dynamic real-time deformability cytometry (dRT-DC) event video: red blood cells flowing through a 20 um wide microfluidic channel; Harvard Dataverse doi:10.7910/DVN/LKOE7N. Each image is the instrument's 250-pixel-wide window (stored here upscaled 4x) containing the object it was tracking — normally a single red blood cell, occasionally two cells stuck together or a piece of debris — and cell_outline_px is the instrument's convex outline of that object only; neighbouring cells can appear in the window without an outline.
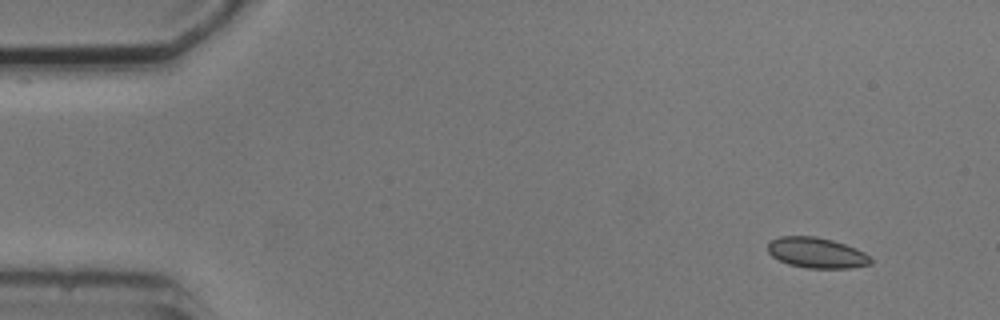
{"species": "common noctule bat (a hibernating species)", "species_latin": "Nyctalus noctula", "temperature_condition": "cold", "stored_images_in_passage": 6, "camera_frame_rate_fps": 3000, "um_per_image_px": 0.085, "animal": {"sex": "male", "body_mass_g": 20.5, "forearm_length_mm": 52.5}, "frame": {"image": 1, "passage_image": 1, "time_ms": 0.0, "image_size_px": [1000, 320], "cell_outline_px": [[872, 264], [852, 268], [808, 268], [788, 264], [772, 256], [768, 252], [768, 244], [772, 240], [780, 236], [816, 236], [832, 240], [856, 248], [872, 256]], "centroid_in_image_um": [69.45, 21.49], "position_along_channel_um": 15.5, "area_um2": 18.38}}
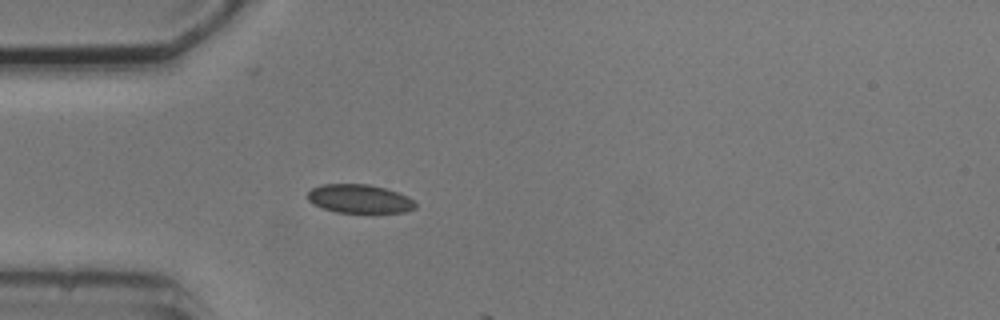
{"frame": {"image": 2, "passage_image": 4, "time_ms": 3.667, "image_size_px": [1000, 320], "cell_outline_px": [[416, 208], [404, 212], [336, 212], [324, 208], [308, 200], [308, 192], [312, 188], [324, 184], [368, 184], [384, 188], [408, 196], [416, 204]], "centroid_in_image_um": [30.57, 16.89], "position_along_channel_um": 54.4, "area_um2": 17.69}}